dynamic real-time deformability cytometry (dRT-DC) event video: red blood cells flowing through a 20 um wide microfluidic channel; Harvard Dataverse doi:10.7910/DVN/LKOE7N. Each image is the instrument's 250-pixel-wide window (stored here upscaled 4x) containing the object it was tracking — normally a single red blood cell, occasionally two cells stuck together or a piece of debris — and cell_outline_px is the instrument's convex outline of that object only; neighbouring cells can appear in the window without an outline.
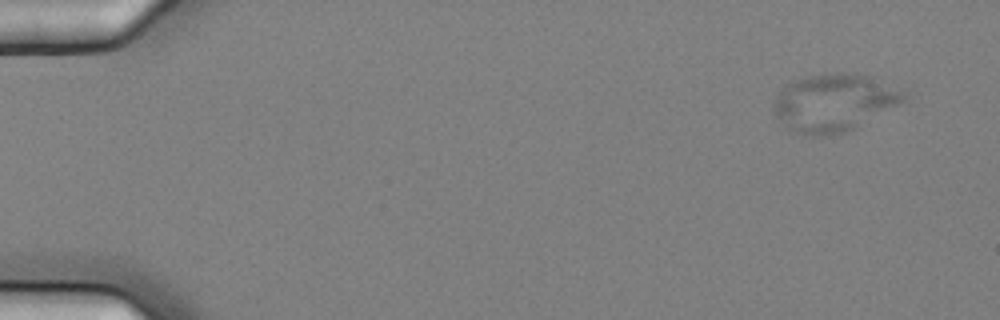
{"species": "common noctule bat (a hibernating species)", "species_latin": "Nyctalus noctula", "temperature_condition": "cold", "stored_images_in_passage": 7, "segment_of_instrument_passage": [2, 2], "camera_frame_rate_fps": 3000, "um_per_image_px": 0.085, "animal": {"sex": "female", "body_mass_g": 25.1}, "frame": {"image": 1, "passage_image": 7, "time_ms": 2.0, "image_size_px": [1000, 320], "cell_outline_px": [[908, 92], [904, 100], [852, 128], [844, 132], [808, 136], [788, 124], [772, 108], [772, 104], [776, 96], [792, 80], [824, 72], [840, 72], [872, 76]], "centroid_in_image_um": [70.92, 8.64], "position_along_channel_um": 14.1, "area_um2": 42.25}}